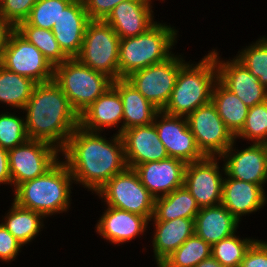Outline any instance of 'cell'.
Listing matches in <instances>:
<instances>
[{"label":"cell","instance_id":"cell-34","mask_svg":"<svg viewBox=\"0 0 267 267\" xmlns=\"http://www.w3.org/2000/svg\"><path fill=\"white\" fill-rule=\"evenodd\" d=\"M249 45L238 51L235 58L267 89V37L263 36Z\"/></svg>","mask_w":267,"mask_h":267},{"label":"cell","instance_id":"cell-37","mask_svg":"<svg viewBox=\"0 0 267 267\" xmlns=\"http://www.w3.org/2000/svg\"><path fill=\"white\" fill-rule=\"evenodd\" d=\"M28 139L24 117L9 112L0 114V147L9 151Z\"/></svg>","mask_w":267,"mask_h":267},{"label":"cell","instance_id":"cell-44","mask_svg":"<svg viewBox=\"0 0 267 267\" xmlns=\"http://www.w3.org/2000/svg\"><path fill=\"white\" fill-rule=\"evenodd\" d=\"M195 267H223L215 258L212 256L202 260L198 265Z\"/></svg>","mask_w":267,"mask_h":267},{"label":"cell","instance_id":"cell-2","mask_svg":"<svg viewBox=\"0 0 267 267\" xmlns=\"http://www.w3.org/2000/svg\"><path fill=\"white\" fill-rule=\"evenodd\" d=\"M23 110L28 138L51 143L60 151L79 126V115L54 80L37 84Z\"/></svg>","mask_w":267,"mask_h":267},{"label":"cell","instance_id":"cell-24","mask_svg":"<svg viewBox=\"0 0 267 267\" xmlns=\"http://www.w3.org/2000/svg\"><path fill=\"white\" fill-rule=\"evenodd\" d=\"M239 222L222 204L202 207L194 219V234L212 246L234 235Z\"/></svg>","mask_w":267,"mask_h":267},{"label":"cell","instance_id":"cell-20","mask_svg":"<svg viewBox=\"0 0 267 267\" xmlns=\"http://www.w3.org/2000/svg\"><path fill=\"white\" fill-rule=\"evenodd\" d=\"M90 21L83 0H73L55 22L52 32L68 58H75L79 54Z\"/></svg>","mask_w":267,"mask_h":267},{"label":"cell","instance_id":"cell-40","mask_svg":"<svg viewBox=\"0 0 267 267\" xmlns=\"http://www.w3.org/2000/svg\"><path fill=\"white\" fill-rule=\"evenodd\" d=\"M239 267H267V242L257 239L248 249Z\"/></svg>","mask_w":267,"mask_h":267},{"label":"cell","instance_id":"cell-31","mask_svg":"<svg viewBox=\"0 0 267 267\" xmlns=\"http://www.w3.org/2000/svg\"><path fill=\"white\" fill-rule=\"evenodd\" d=\"M212 246L197 235H192L158 267H195L211 257Z\"/></svg>","mask_w":267,"mask_h":267},{"label":"cell","instance_id":"cell-4","mask_svg":"<svg viewBox=\"0 0 267 267\" xmlns=\"http://www.w3.org/2000/svg\"><path fill=\"white\" fill-rule=\"evenodd\" d=\"M209 53L198 63H185L178 72L174 89L164 113L187 117L200 106L211 102L214 84L218 80L215 56Z\"/></svg>","mask_w":267,"mask_h":267},{"label":"cell","instance_id":"cell-19","mask_svg":"<svg viewBox=\"0 0 267 267\" xmlns=\"http://www.w3.org/2000/svg\"><path fill=\"white\" fill-rule=\"evenodd\" d=\"M151 4L148 0H125L103 21L113 28L120 39L138 36L156 23Z\"/></svg>","mask_w":267,"mask_h":267},{"label":"cell","instance_id":"cell-33","mask_svg":"<svg viewBox=\"0 0 267 267\" xmlns=\"http://www.w3.org/2000/svg\"><path fill=\"white\" fill-rule=\"evenodd\" d=\"M257 239L239 238L236 233L212 245L211 256L223 267H239L250 246Z\"/></svg>","mask_w":267,"mask_h":267},{"label":"cell","instance_id":"cell-39","mask_svg":"<svg viewBox=\"0 0 267 267\" xmlns=\"http://www.w3.org/2000/svg\"><path fill=\"white\" fill-rule=\"evenodd\" d=\"M23 245L0 224V259L4 262L15 260L16 256L21 252Z\"/></svg>","mask_w":267,"mask_h":267},{"label":"cell","instance_id":"cell-3","mask_svg":"<svg viewBox=\"0 0 267 267\" xmlns=\"http://www.w3.org/2000/svg\"><path fill=\"white\" fill-rule=\"evenodd\" d=\"M72 183L74 179L68 166L59 160L44 175L19 184L13 191V201L45 218L67 212L71 206Z\"/></svg>","mask_w":267,"mask_h":267},{"label":"cell","instance_id":"cell-30","mask_svg":"<svg viewBox=\"0 0 267 267\" xmlns=\"http://www.w3.org/2000/svg\"><path fill=\"white\" fill-rule=\"evenodd\" d=\"M37 85L30 78L11 72L0 65V103L23 110Z\"/></svg>","mask_w":267,"mask_h":267},{"label":"cell","instance_id":"cell-12","mask_svg":"<svg viewBox=\"0 0 267 267\" xmlns=\"http://www.w3.org/2000/svg\"><path fill=\"white\" fill-rule=\"evenodd\" d=\"M186 119L196 145L204 156L220 157L235 140L212 101L194 110Z\"/></svg>","mask_w":267,"mask_h":267},{"label":"cell","instance_id":"cell-42","mask_svg":"<svg viewBox=\"0 0 267 267\" xmlns=\"http://www.w3.org/2000/svg\"><path fill=\"white\" fill-rule=\"evenodd\" d=\"M11 186V175L9 171L8 151L0 147V185Z\"/></svg>","mask_w":267,"mask_h":267},{"label":"cell","instance_id":"cell-29","mask_svg":"<svg viewBox=\"0 0 267 267\" xmlns=\"http://www.w3.org/2000/svg\"><path fill=\"white\" fill-rule=\"evenodd\" d=\"M4 217L2 224L23 246L30 243L39 231H42L43 219H46L42 214L23 208L14 201Z\"/></svg>","mask_w":267,"mask_h":267},{"label":"cell","instance_id":"cell-35","mask_svg":"<svg viewBox=\"0 0 267 267\" xmlns=\"http://www.w3.org/2000/svg\"><path fill=\"white\" fill-rule=\"evenodd\" d=\"M73 0H37L28 18L18 25H32L38 28L52 30L62 11Z\"/></svg>","mask_w":267,"mask_h":267},{"label":"cell","instance_id":"cell-27","mask_svg":"<svg viewBox=\"0 0 267 267\" xmlns=\"http://www.w3.org/2000/svg\"><path fill=\"white\" fill-rule=\"evenodd\" d=\"M200 207L183 185L170 194L155 198L154 214L149 221H169L177 218L195 219Z\"/></svg>","mask_w":267,"mask_h":267},{"label":"cell","instance_id":"cell-11","mask_svg":"<svg viewBox=\"0 0 267 267\" xmlns=\"http://www.w3.org/2000/svg\"><path fill=\"white\" fill-rule=\"evenodd\" d=\"M0 65L11 72L30 78L37 84L54 80L52 64L15 29L0 55Z\"/></svg>","mask_w":267,"mask_h":267},{"label":"cell","instance_id":"cell-26","mask_svg":"<svg viewBox=\"0 0 267 267\" xmlns=\"http://www.w3.org/2000/svg\"><path fill=\"white\" fill-rule=\"evenodd\" d=\"M112 86L119 92L123 103V131L135 126H146L153 123L160 111L151 104L125 78L112 82Z\"/></svg>","mask_w":267,"mask_h":267},{"label":"cell","instance_id":"cell-18","mask_svg":"<svg viewBox=\"0 0 267 267\" xmlns=\"http://www.w3.org/2000/svg\"><path fill=\"white\" fill-rule=\"evenodd\" d=\"M125 159L129 168L151 161H160L169 157L166 148L160 141L154 123L146 126H135L121 134Z\"/></svg>","mask_w":267,"mask_h":267},{"label":"cell","instance_id":"cell-10","mask_svg":"<svg viewBox=\"0 0 267 267\" xmlns=\"http://www.w3.org/2000/svg\"><path fill=\"white\" fill-rule=\"evenodd\" d=\"M185 63L181 55L174 53L165 61L137 70L125 79L162 111L170 99L179 69Z\"/></svg>","mask_w":267,"mask_h":267},{"label":"cell","instance_id":"cell-21","mask_svg":"<svg viewBox=\"0 0 267 267\" xmlns=\"http://www.w3.org/2000/svg\"><path fill=\"white\" fill-rule=\"evenodd\" d=\"M95 228L97 234L113 244L119 245L144 235L149 220L145 216L107 206Z\"/></svg>","mask_w":267,"mask_h":267},{"label":"cell","instance_id":"cell-25","mask_svg":"<svg viewBox=\"0 0 267 267\" xmlns=\"http://www.w3.org/2000/svg\"><path fill=\"white\" fill-rule=\"evenodd\" d=\"M154 222V223H153ZM152 246L157 267L183 242L194 235V219L177 218L169 221H153Z\"/></svg>","mask_w":267,"mask_h":267},{"label":"cell","instance_id":"cell-28","mask_svg":"<svg viewBox=\"0 0 267 267\" xmlns=\"http://www.w3.org/2000/svg\"><path fill=\"white\" fill-rule=\"evenodd\" d=\"M211 101L226 127L235 136L244 126L249 107L219 80L214 84Z\"/></svg>","mask_w":267,"mask_h":267},{"label":"cell","instance_id":"cell-9","mask_svg":"<svg viewBox=\"0 0 267 267\" xmlns=\"http://www.w3.org/2000/svg\"><path fill=\"white\" fill-rule=\"evenodd\" d=\"M60 153L51 143L34 139L9 150L11 186L15 189L19 184L44 175L59 161Z\"/></svg>","mask_w":267,"mask_h":267},{"label":"cell","instance_id":"cell-23","mask_svg":"<svg viewBox=\"0 0 267 267\" xmlns=\"http://www.w3.org/2000/svg\"><path fill=\"white\" fill-rule=\"evenodd\" d=\"M264 189L263 186L254 183L230 178L225 173L221 204L238 221H241L242 216L256 212L267 204V196Z\"/></svg>","mask_w":267,"mask_h":267},{"label":"cell","instance_id":"cell-13","mask_svg":"<svg viewBox=\"0 0 267 267\" xmlns=\"http://www.w3.org/2000/svg\"><path fill=\"white\" fill-rule=\"evenodd\" d=\"M219 160L221 157L205 156L199 161L186 164L184 186L200 208L216 206L222 202L225 167H222L221 171L224 172L222 173L219 170L221 167L218 165Z\"/></svg>","mask_w":267,"mask_h":267},{"label":"cell","instance_id":"cell-38","mask_svg":"<svg viewBox=\"0 0 267 267\" xmlns=\"http://www.w3.org/2000/svg\"><path fill=\"white\" fill-rule=\"evenodd\" d=\"M37 0H0V14L15 28L24 22Z\"/></svg>","mask_w":267,"mask_h":267},{"label":"cell","instance_id":"cell-15","mask_svg":"<svg viewBox=\"0 0 267 267\" xmlns=\"http://www.w3.org/2000/svg\"><path fill=\"white\" fill-rule=\"evenodd\" d=\"M233 144L220 156L230 178L263 186L267 181V144L253 143L239 151ZM237 150V151H236Z\"/></svg>","mask_w":267,"mask_h":267},{"label":"cell","instance_id":"cell-14","mask_svg":"<svg viewBox=\"0 0 267 267\" xmlns=\"http://www.w3.org/2000/svg\"><path fill=\"white\" fill-rule=\"evenodd\" d=\"M153 123L169 157L180 159L186 164L205 157L196 145L186 117L159 111Z\"/></svg>","mask_w":267,"mask_h":267},{"label":"cell","instance_id":"cell-7","mask_svg":"<svg viewBox=\"0 0 267 267\" xmlns=\"http://www.w3.org/2000/svg\"><path fill=\"white\" fill-rule=\"evenodd\" d=\"M120 40L113 28L103 20H91L85 29L80 52L75 58L113 81L120 79Z\"/></svg>","mask_w":267,"mask_h":267},{"label":"cell","instance_id":"cell-36","mask_svg":"<svg viewBox=\"0 0 267 267\" xmlns=\"http://www.w3.org/2000/svg\"><path fill=\"white\" fill-rule=\"evenodd\" d=\"M236 138L267 144V101L249 108L244 126Z\"/></svg>","mask_w":267,"mask_h":267},{"label":"cell","instance_id":"cell-1","mask_svg":"<svg viewBox=\"0 0 267 267\" xmlns=\"http://www.w3.org/2000/svg\"><path fill=\"white\" fill-rule=\"evenodd\" d=\"M100 132H91L78 126L61 150L63 160L74 179V184L97 193L113 176L128 166L120 134L110 140Z\"/></svg>","mask_w":267,"mask_h":267},{"label":"cell","instance_id":"cell-22","mask_svg":"<svg viewBox=\"0 0 267 267\" xmlns=\"http://www.w3.org/2000/svg\"><path fill=\"white\" fill-rule=\"evenodd\" d=\"M79 126L91 132L111 127L119 128L117 134L123 132V103L112 85L79 115Z\"/></svg>","mask_w":267,"mask_h":267},{"label":"cell","instance_id":"cell-41","mask_svg":"<svg viewBox=\"0 0 267 267\" xmlns=\"http://www.w3.org/2000/svg\"><path fill=\"white\" fill-rule=\"evenodd\" d=\"M123 1L125 0H83L90 20H104Z\"/></svg>","mask_w":267,"mask_h":267},{"label":"cell","instance_id":"cell-17","mask_svg":"<svg viewBox=\"0 0 267 267\" xmlns=\"http://www.w3.org/2000/svg\"><path fill=\"white\" fill-rule=\"evenodd\" d=\"M185 167L184 161L168 157L160 161L142 163L134 170L145 188L157 198L184 185Z\"/></svg>","mask_w":267,"mask_h":267},{"label":"cell","instance_id":"cell-6","mask_svg":"<svg viewBox=\"0 0 267 267\" xmlns=\"http://www.w3.org/2000/svg\"><path fill=\"white\" fill-rule=\"evenodd\" d=\"M54 81L61 87L73 110L80 115L111 85L107 75L94 71L76 58L54 67Z\"/></svg>","mask_w":267,"mask_h":267},{"label":"cell","instance_id":"cell-8","mask_svg":"<svg viewBox=\"0 0 267 267\" xmlns=\"http://www.w3.org/2000/svg\"><path fill=\"white\" fill-rule=\"evenodd\" d=\"M96 194L107 206L145 216L148 220L154 214L155 198L133 168L127 167L113 176Z\"/></svg>","mask_w":267,"mask_h":267},{"label":"cell","instance_id":"cell-32","mask_svg":"<svg viewBox=\"0 0 267 267\" xmlns=\"http://www.w3.org/2000/svg\"><path fill=\"white\" fill-rule=\"evenodd\" d=\"M15 30L40 50L53 67L68 59L60 49L52 30L32 25H17Z\"/></svg>","mask_w":267,"mask_h":267},{"label":"cell","instance_id":"cell-43","mask_svg":"<svg viewBox=\"0 0 267 267\" xmlns=\"http://www.w3.org/2000/svg\"><path fill=\"white\" fill-rule=\"evenodd\" d=\"M15 28L0 14V55L7 45L8 38Z\"/></svg>","mask_w":267,"mask_h":267},{"label":"cell","instance_id":"cell-5","mask_svg":"<svg viewBox=\"0 0 267 267\" xmlns=\"http://www.w3.org/2000/svg\"><path fill=\"white\" fill-rule=\"evenodd\" d=\"M177 31L171 25L156 22L146 32L138 36L120 40V78L150 65L165 61L173 55L171 49L177 43Z\"/></svg>","mask_w":267,"mask_h":267},{"label":"cell","instance_id":"cell-16","mask_svg":"<svg viewBox=\"0 0 267 267\" xmlns=\"http://www.w3.org/2000/svg\"><path fill=\"white\" fill-rule=\"evenodd\" d=\"M211 53L215 56L218 80L246 106L250 108L267 101V89L241 62L235 57L232 60H220L221 56L215 49Z\"/></svg>","mask_w":267,"mask_h":267}]
</instances>
